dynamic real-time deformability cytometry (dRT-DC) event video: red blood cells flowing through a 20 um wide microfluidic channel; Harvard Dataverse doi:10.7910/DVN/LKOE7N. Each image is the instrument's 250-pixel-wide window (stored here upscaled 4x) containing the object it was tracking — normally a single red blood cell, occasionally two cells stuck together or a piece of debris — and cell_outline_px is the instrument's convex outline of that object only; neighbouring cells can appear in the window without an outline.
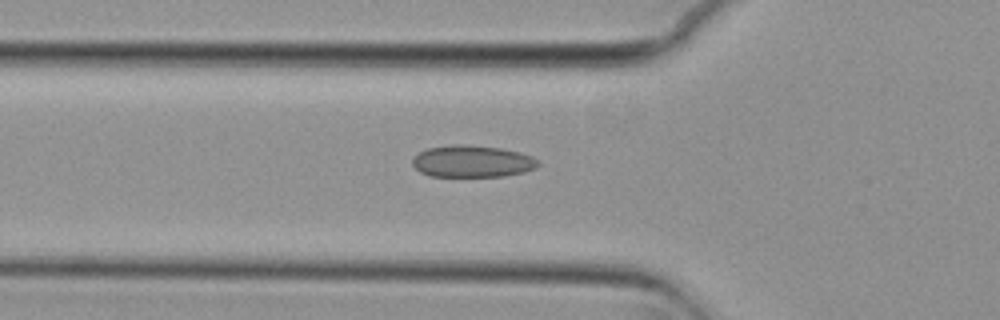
{"species": "common noctule bat (a hibernating species)", "species_latin": "Nyctalus noctula", "temperature_condition": "cold", "stored_images_in_passage": 38, "camera_frame_rate_fps": 3000, "um_per_image_px": 0.085, "animal": {"sex": "female", "body_mass_g": 29.2, "forearm_length_mm": 56.3}, "frame": {"image": 1, "passage_image": 4, "time_ms": 1.0, "image_size_px": [1000, 320], "cell_outline_px": [[540, 164], [536, 168], [524, 172], [504, 176], [428, 176], [420, 172], [412, 164], [412, 160], [420, 152], [428, 148], [452, 144], [464, 144], [500, 148], [520, 152], [532, 156]], "centroid_in_image_um": [40.15, 13.71], "position_along_channel_um": 85.7, "area_um2": 23.35}}
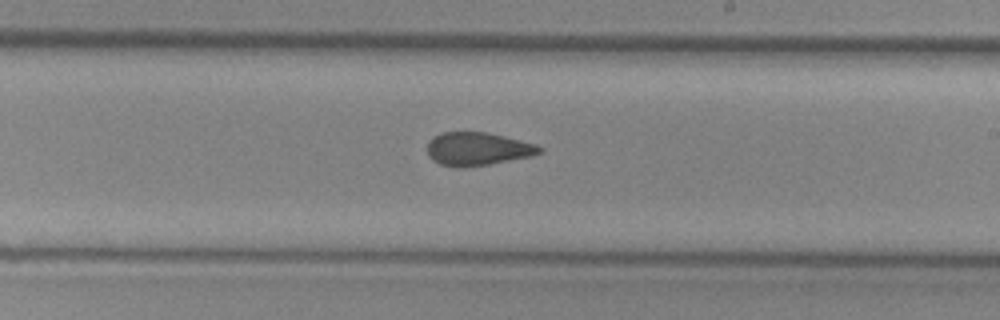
{"frame": {"image": 2, "passage_image": 17, "time_ms": 5.333, "image_size_px": [1000, 320], "cell_outline_px": [[544, 152], [532, 156], [488, 164], [464, 168], [456, 168], [440, 164], [432, 160], [428, 156], [428, 140], [432, 136], [440, 132], [488, 132], [536, 144], [544, 148]], "centroid_in_image_um": [40.59, 12.66], "position_along_channel_um": 248.4, "area_um2": 22.02}}
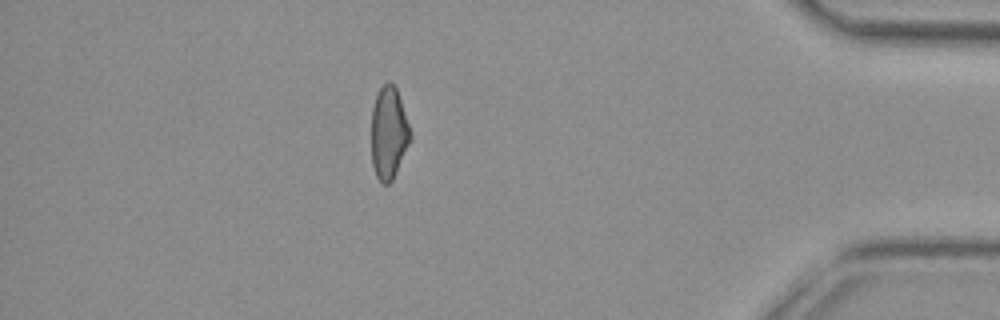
{"frame": {"image": 3, "passage_image": 33, "time_ms": 10.667, "image_size_px": [1000, 320], "cell_outline_px": [[412, 136], [396, 172], [392, 180], [388, 184], [384, 184], [376, 176], [372, 164], [372, 108], [376, 96], [380, 88], [388, 80], [396, 88], [412, 132]], "centroid_in_image_um": [33.04, 11.29], "position_along_channel_um": 402.2, "area_um2": 20.75}, "authors_computed_cell_mechanics": {"area_um2": 22.2241, "velocity_mm_per_s": 3.7396, "shape_relaxation_time_tau1_ms": null, "shape_relaxation_time_tau2_ms": 2.2944, "deformation_change_tau1": null, "deformation_change_tau2": 0.1002}}